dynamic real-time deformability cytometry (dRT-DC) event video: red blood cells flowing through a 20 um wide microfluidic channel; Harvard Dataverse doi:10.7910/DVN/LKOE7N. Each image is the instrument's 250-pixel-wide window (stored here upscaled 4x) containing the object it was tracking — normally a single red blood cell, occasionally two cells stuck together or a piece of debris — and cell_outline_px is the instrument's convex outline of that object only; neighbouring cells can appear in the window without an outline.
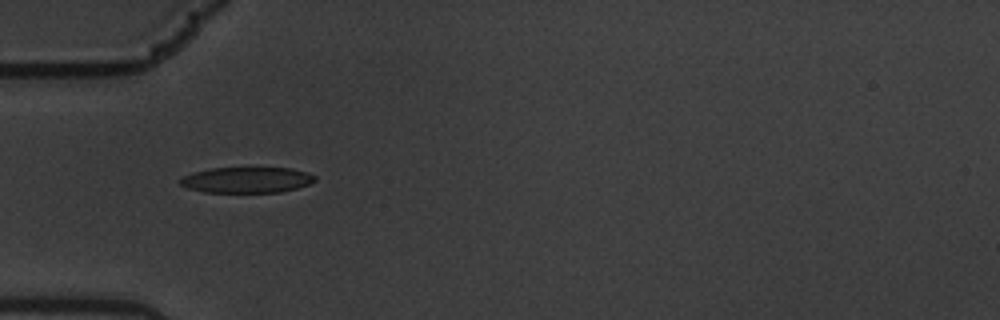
{"species": "common noctule bat (a hibernating species)", "species_latin": "Nyctalus noctula", "temperature_condition": "warm", "stored_images_in_passage": 41, "camera_frame_rate_fps": 3000, "um_per_image_px": 0.085, "animal": {"sex": "male", "body_mass_g": 19.5, "forearm_length_mm": 54.6}, "frame": {"image": 1, "passage_image": 1, "time_ms": 0.0, "image_size_px": [1000, 320], "cell_outline_px": [[316, 180], [308, 184], [296, 188], [280, 192], [204, 192], [188, 188], [180, 184], [176, 180], [192, 172], [212, 168], [292, 168], [308, 172], [316, 176]], "centroid_in_image_um": [20.96, 15.29], "position_along_channel_um": 64.0, "area_um2": 20.29}}
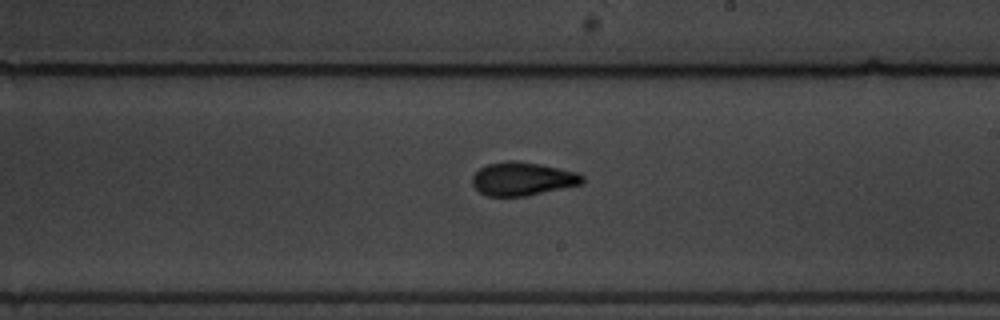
{"frame": {"image": 2, "passage_image": 17, "time_ms": 5.333, "image_size_px": [1000, 320], "cell_outline_px": [[584, 184], [524, 196], [488, 196], [480, 192], [472, 184], [472, 176], [480, 168], [488, 164], [508, 160], [512, 160], [540, 164], [576, 172], [584, 176]], "centroid_in_image_um": [44.42, 15.2], "position_along_channel_um": 244.6, "area_um2": 21.33}}
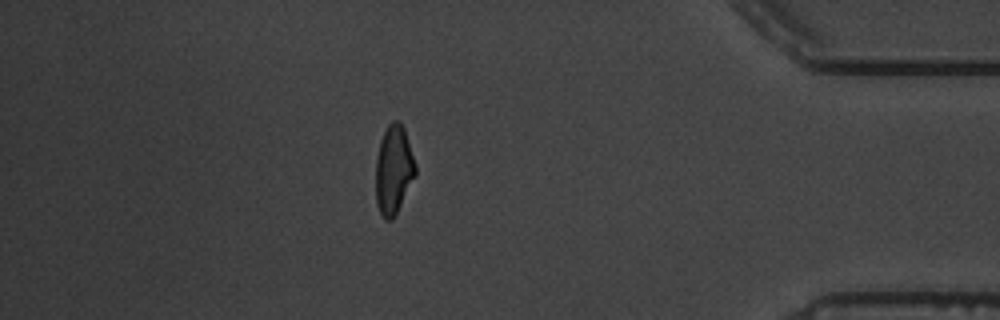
{"frame": {"image": 3, "passage_image": 34, "time_ms": 11.0, "image_size_px": [1000, 320], "cell_outline_px": [[416, 176], [392, 220], [384, 220], [380, 212], [376, 200], [376, 156], [380, 140], [388, 124], [392, 120], [400, 120], [404, 128], [416, 164]], "centroid_in_image_um": [33.46, 14.4], "position_along_channel_um": 401.7, "area_um2": 20.63}, "authors_computed_cell_mechanics": {"area_um2": 20.8658, "velocity_mm_per_s": 3.423, "shape_relaxation_time_tau1_ms": 5.4495, "shape_relaxation_time_tau2_ms": 1.6504, "deformation_change_tau1": 0.1616, "deformation_change_tau2": 0.0732}}